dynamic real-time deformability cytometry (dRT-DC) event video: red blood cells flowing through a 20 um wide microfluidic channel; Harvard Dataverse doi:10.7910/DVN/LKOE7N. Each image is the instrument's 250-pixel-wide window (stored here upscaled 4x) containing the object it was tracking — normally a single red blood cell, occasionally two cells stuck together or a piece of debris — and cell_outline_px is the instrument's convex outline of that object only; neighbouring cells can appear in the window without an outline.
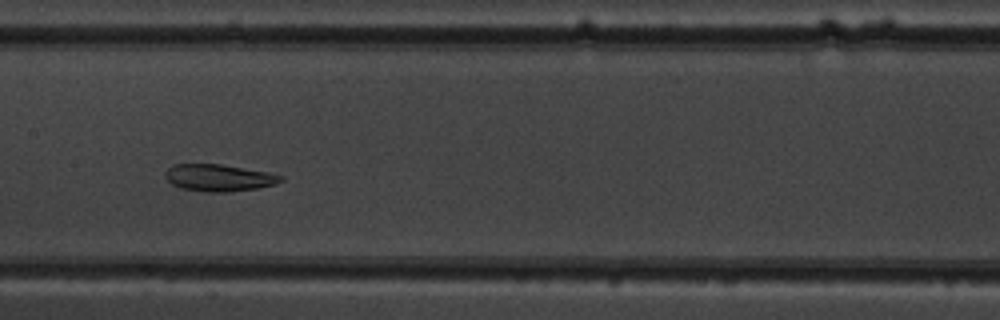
{"species": "common noctule bat (a hibernating species)", "species_latin": "Nyctalus noctula", "temperature_condition": "warm", "stored_images_in_passage": 9, "camera_frame_rate_fps": 3000, "um_per_image_px": 0.085, "animal": {"sex": "male", "body_mass_g": 19.5, "forearm_length_mm": 54.6}, "frame": {"image": 1, "passage_image": 7, "time_ms": 7.667, "image_size_px": [1000, 320], "cell_outline_px": [[284, 180], [276, 184], [260, 188], [232, 192], [204, 192], [180, 188], [172, 184], [164, 176], [164, 172], [172, 164], [220, 164], [268, 172], [284, 176]], "centroid_in_image_um": [18.61, 15.12], "position_along_channel_um": 188.8, "area_um2": 18.44}}
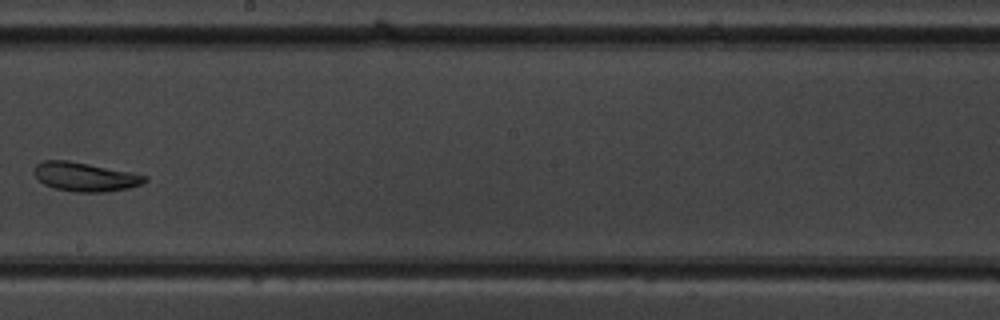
{"frame": {"image": 2, "passage_image": 8, "time_ms": 9.0, "image_size_px": [1000, 320], "cell_outline_px": [[148, 180], [140, 184], [128, 188], [104, 192], [76, 192], [56, 188], [44, 184], [36, 176], [36, 164], [44, 160], [68, 160], [148, 176]], "centroid_in_image_um": [7.24, 15.03], "position_along_channel_um": 241.0, "area_um2": 18.21}}
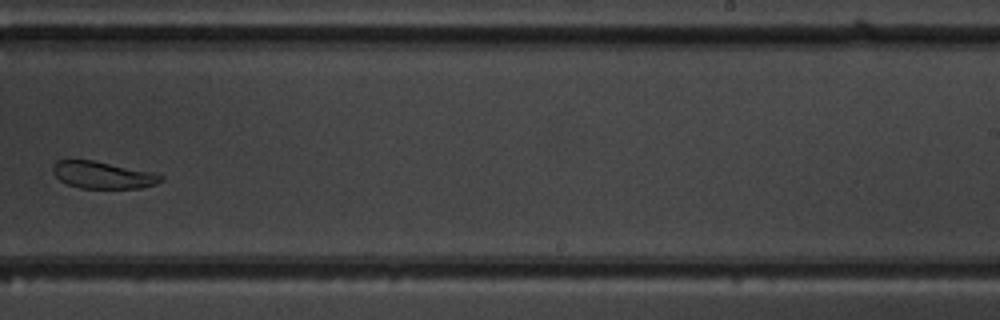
{"frame": {"image": 3, "passage_image": 9, "time_ms": 10.0, "image_size_px": [1000, 320], "cell_outline_px": [[164, 180], [156, 184], [140, 188], [80, 188], [68, 184], [60, 180], [52, 172], [52, 164], [56, 160], [92, 160], [156, 172], [164, 176]], "centroid_in_image_um": [8.77, 14.87], "position_along_channel_um": 280.2, "area_um2": 17.22}}